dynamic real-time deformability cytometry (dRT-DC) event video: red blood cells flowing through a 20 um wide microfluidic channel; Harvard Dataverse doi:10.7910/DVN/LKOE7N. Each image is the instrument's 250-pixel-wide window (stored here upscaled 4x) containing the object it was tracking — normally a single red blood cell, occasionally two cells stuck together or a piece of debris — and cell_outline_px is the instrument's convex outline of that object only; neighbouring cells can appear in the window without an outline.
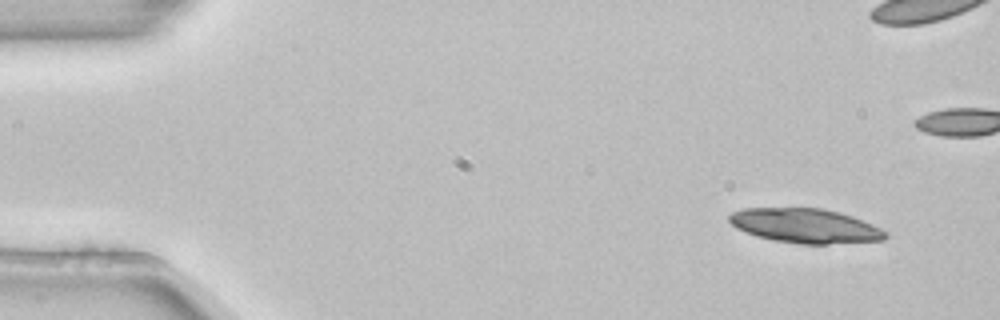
{"species": "common noctule bat (a hibernating species)", "species_latin": "Nyctalus noctula", "temperature_condition": "room temperature", "stored_images_in_passage": 4, "camera_frame_rate_fps": 3000, "um_per_image_px": 0.085, "animal": {"sex": "female", "body_mass_g": 22.7, "forearm_length_mm": 54.2}, "frame": {"image": 1, "passage_image": 1, "time_ms": 0.0, "image_size_px": [1000, 320], "cell_outline_px": [[888, 236], [884, 240], [828, 244], [800, 244], [776, 240], [756, 236], [736, 228], [728, 220], [728, 216], [732, 212], [744, 208], [820, 208], [840, 212], [852, 216], [872, 224], [888, 232]], "centroid_in_image_um": [68.46, 19.19], "position_along_channel_um": 16.5, "area_um2": 31.33}}